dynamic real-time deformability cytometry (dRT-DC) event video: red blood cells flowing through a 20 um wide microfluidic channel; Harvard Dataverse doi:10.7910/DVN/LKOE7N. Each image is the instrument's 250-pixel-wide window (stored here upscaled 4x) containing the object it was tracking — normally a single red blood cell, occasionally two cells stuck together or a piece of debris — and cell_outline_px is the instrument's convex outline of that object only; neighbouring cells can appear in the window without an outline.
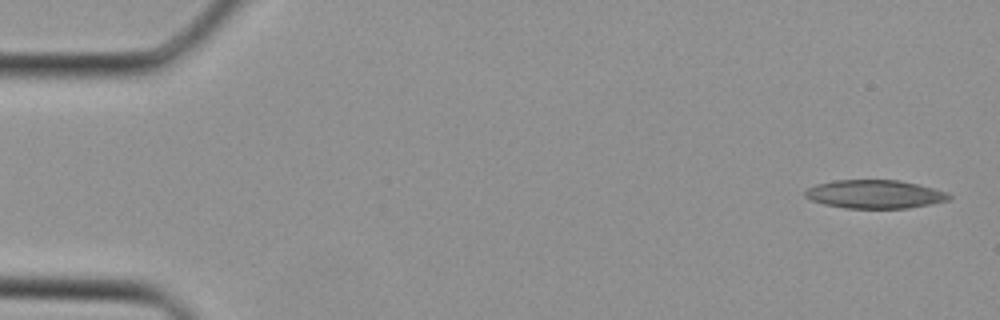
{"species": "Egyptian fruit bat (a non-hibernating species)", "species_latin": "Rousettus aegyptiacus", "temperature_condition": "cold", "stored_images_in_passage": 35, "camera_frame_rate_fps": 3000, "um_per_image_px": 0.085, "animal": {"sex": "female"}, "frame": {"image": 1, "passage_image": 1, "time_ms": 0.0, "image_size_px": [1000, 320], "cell_outline_px": [[952, 196], [948, 200], [932, 204], [908, 208], [844, 208], [824, 204], [812, 200], [804, 196], [804, 192], [808, 188], [816, 184], [832, 180], [900, 180], [948, 192]], "centroid_in_image_um": [74.35, 16.5], "position_along_channel_um": 10.7, "area_um2": 23.87}}
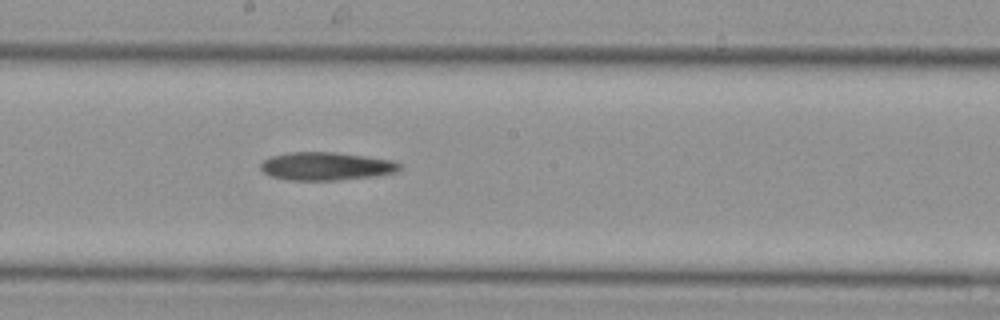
{"frame": {"image": 2, "passage_image": 19, "time_ms": 6.0, "image_size_px": [1000, 320], "cell_outline_px": [[400, 168], [396, 172], [376, 176], [340, 180], [288, 180], [272, 176], [264, 172], [260, 168], [260, 164], [264, 160], [272, 156], [288, 152], [336, 152], [396, 160], [400, 164]], "centroid_in_image_um": [27.76, 14.12], "position_along_channel_um": 220.4, "area_um2": 22.89}}
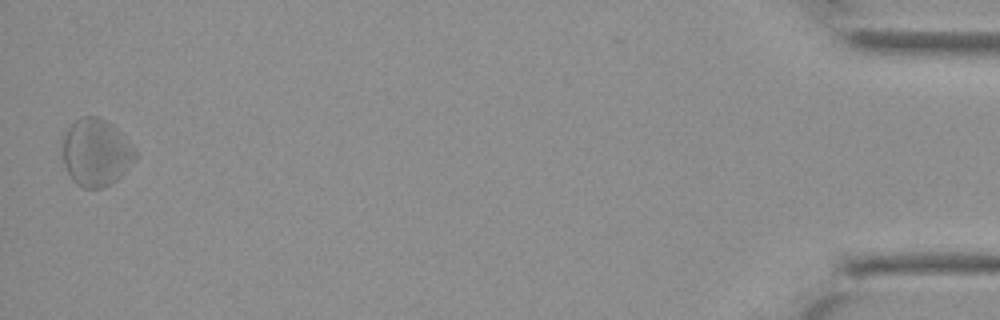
{"frame": {"image": 3, "passage_image": 35, "time_ms": 11.333, "image_size_px": [1000, 320], "cell_outline_px": [[136, 156], [120, 176], [112, 184], [104, 188], [84, 188], [76, 184], [72, 180], [64, 164], [64, 132], [76, 120], [84, 116], [96, 116], [108, 120], [136, 148]], "centroid_in_image_um": [8.17, 12.96], "position_along_channel_um": 427.0, "area_um2": 28.32}}